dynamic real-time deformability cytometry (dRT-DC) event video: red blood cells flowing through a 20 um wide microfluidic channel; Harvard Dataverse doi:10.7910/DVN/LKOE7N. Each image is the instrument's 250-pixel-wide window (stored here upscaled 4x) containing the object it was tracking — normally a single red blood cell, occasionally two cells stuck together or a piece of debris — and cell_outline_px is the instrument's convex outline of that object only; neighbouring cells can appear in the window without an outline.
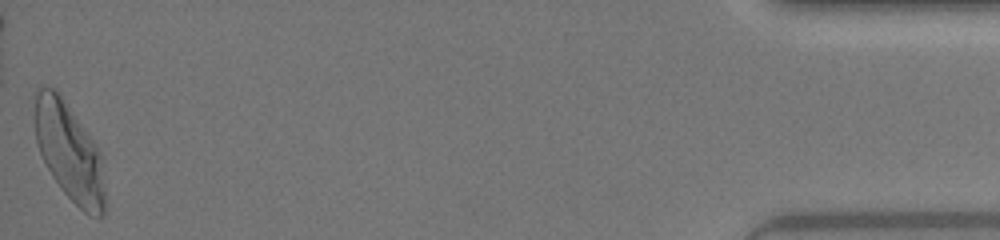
{"species": "human", "species_latin": "Homo sapiens", "temperature_condition": "warm", "stored_images_in_passage": 35, "camera_frame_rate_fps": 3000, "um_per_image_px": 0.085, "donor": {"sex": "female"}, "frame": {"image": 1, "passage_image": 35, "time_ms": 11.333, "image_size_px": [1000, 240], "cell_outline_px": [[104, 216], [96, 216], [84, 212], [60, 188], [52, 176], [40, 152], [36, 140], [36, 88], [40, 84], [44, 84], [52, 88], [60, 96], [92, 140], [100, 156], [104, 188]], "centroid_in_image_um": [5.86, 12.93], "position_along_channel_um": 429.3, "area_um2": 38.67}, "authors_computed_cell_mechanics": {"area_um2": 36.2984, "velocity_mm_per_s": 4.3573, "shape_relaxation_time_tau1_ms": 5.0169, "shape_relaxation_time_tau2_ms": 0.877, "deformation_change_tau1": 0.2183, "deformation_change_tau2": 0.0969}}